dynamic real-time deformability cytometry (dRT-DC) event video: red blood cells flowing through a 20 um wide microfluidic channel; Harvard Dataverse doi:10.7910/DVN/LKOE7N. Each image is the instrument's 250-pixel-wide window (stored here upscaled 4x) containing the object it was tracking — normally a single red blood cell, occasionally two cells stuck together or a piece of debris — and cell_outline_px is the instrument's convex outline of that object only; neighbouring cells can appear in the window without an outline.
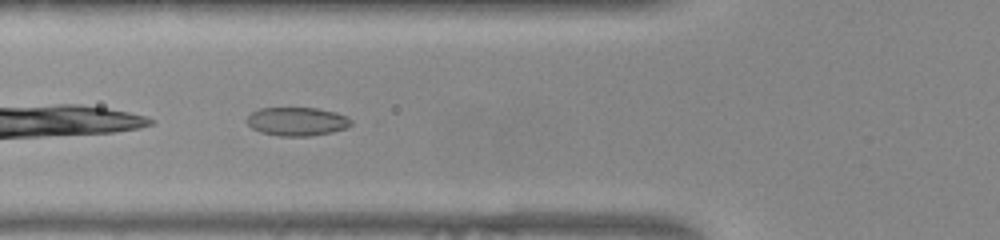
{"species": "common noctule bat (a hibernating species)", "species_latin": "Nyctalus noctula", "temperature_condition": "warm", "stored_images_in_passage": 37, "segment_of_instrument_passage": [1, 2], "camera_frame_rate_fps": 3000, "um_per_image_px": 0.085, "animal": {"sex": "female", "body_mass_g": 22.0, "forearm_length_mm": 56.7}, "frame": {"image": 1, "passage_image": 3, "time_ms": 0.667, "image_size_px": [1000, 240], "cell_outline_px": [[352, 124], [348, 128], [332, 132], [308, 136], [280, 136], [260, 132], [252, 128], [244, 120], [252, 112], [260, 108], [316, 108], [336, 112], [348, 116], [352, 120]], "centroid_in_image_um": [25.26, 10.32], "position_along_channel_um": 100.5, "area_um2": 17.51}}
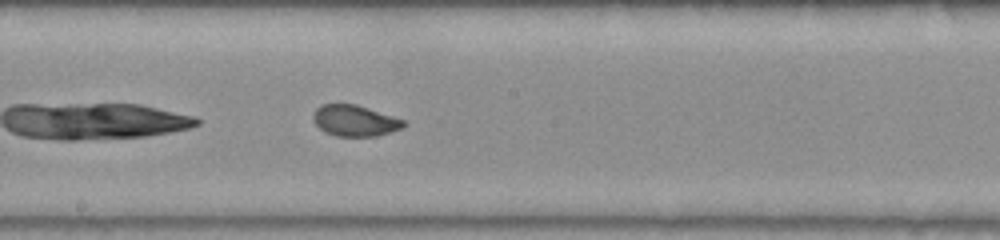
{"frame": {"image": 2, "passage_image": 12, "time_ms": 3.667, "image_size_px": [1000, 240], "cell_outline_px": [[408, 124], [404, 128], [376, 136], [336, 136], [324, 132], [312, 120], [312, 116], [316, 108], [320, 104], [356, 104], [404, 120]], "centroid_in_image_um": [30.15, 10.26], "position_along_channel_um": 218.0, "area_um2": 16.47}}
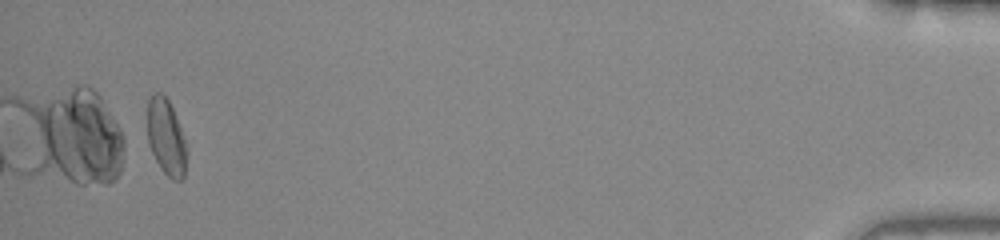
{"frame": {"image": 3, "passage_image": 34, "time_ms": 11.0, "image_size_px": [1000, 240], "cell_outline_px": [[188, 152], [184, 176], [180, 180], [172, 180], [160, 168], [148, 144], [148, 100], [156, 92], [160, 92], [168, 100], [176, 116]], "centroid_in_image_um": [14.13, 11.69], "position_along_channel_um": 421.1, "area_um2": 17.28}}